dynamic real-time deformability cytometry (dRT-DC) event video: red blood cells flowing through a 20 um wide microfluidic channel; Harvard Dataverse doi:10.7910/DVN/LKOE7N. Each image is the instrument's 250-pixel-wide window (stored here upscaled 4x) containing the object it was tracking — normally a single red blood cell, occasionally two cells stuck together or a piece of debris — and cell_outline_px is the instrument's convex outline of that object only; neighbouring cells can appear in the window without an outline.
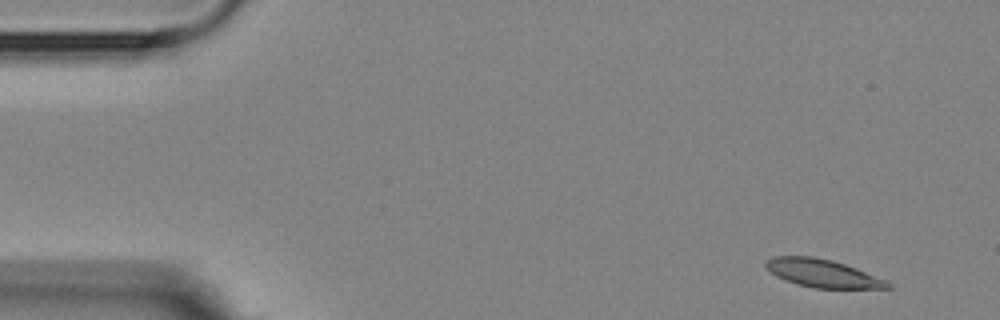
{"species": "Egyptian fruit bat (a non-hibernating species)", "species_latin": "Rousettus aegyptiacus", "temperature_condition": "room temperature", "stored_images_in_passage": 7, "camera_frame_rate_fps": 3000, "um_per_image_px": 0.085, "animal": {"sex": "female"}, "frame": {"image": 1, "passage_image": 1, "time_ms": 0.0, "image_size_px": [1000, 320], "cell_outline_px": [[892, 288], [812, 288], [796, 284], [776, 276], [764, 264], [764, 260], [772, 256], [812, 256], [832, 260], [856, 268], [884, 280], [892, 284]], "centroid_in_image_um": [69.87, 23.22], "position_along_channel_um": 15.1, "area_um2": 19.71}}
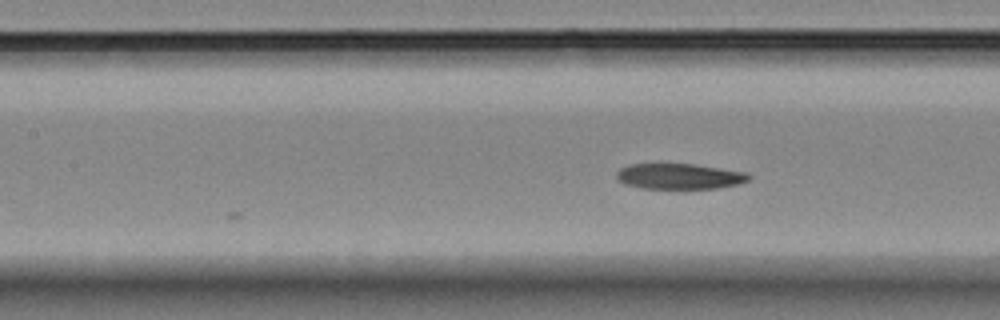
{"frame": {"image": 2, "passage_image": 7, "time_ms": 6.667, "image_size_px": [1000, 320], "cell_outline_px": [[752, 176], [748, 180], [736, 184], [716, 188], [640, 188], [624, 184], [616, 180], [616, 172], [620, 168], [628, 164], [696, 164], [748, 172]], "centroid_in_image_um": [57.72, 14.98], "position_along_channel_um": 149.7, "area_um2": 19.83}}